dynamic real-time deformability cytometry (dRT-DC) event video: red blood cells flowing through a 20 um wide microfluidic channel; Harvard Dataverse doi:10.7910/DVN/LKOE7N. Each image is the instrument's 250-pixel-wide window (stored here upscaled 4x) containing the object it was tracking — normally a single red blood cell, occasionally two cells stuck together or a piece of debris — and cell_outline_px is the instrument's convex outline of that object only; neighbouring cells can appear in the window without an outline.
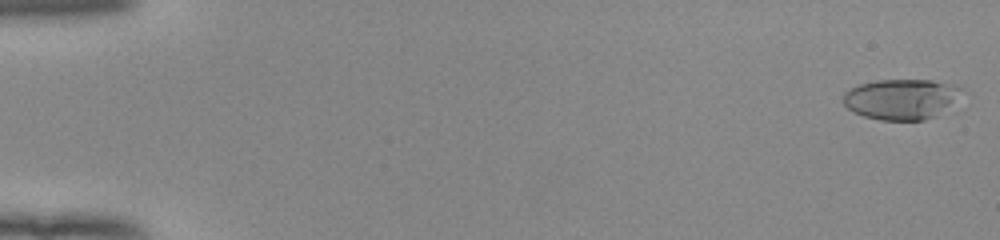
{"species": "human", "species_latin": "Homo sapiens", "temperature_condition": "room temperature", "stored_images_in_passage": 53, "camera_frame_rate_fps": 3000, "um_per_image_px": 0.085, "donor": {"sex": "female"}, "frame": {"image": 1, "passage_image": 1, "time_ms": 0.0, "image_size_px": [1000, 240], "cell_outline_px": [[964, 88], [948, 108], [944, 112], [936, 116], [924, 120], [880, 120], [864, 116], [852, 112], [844, 104], [844, 92], [860, 84], [876, 80], [932, 80]], "centroid_in_image_um": [76.59, 8.43], "position_along_channel_um": 8.4, "area_um2": 27.8}}
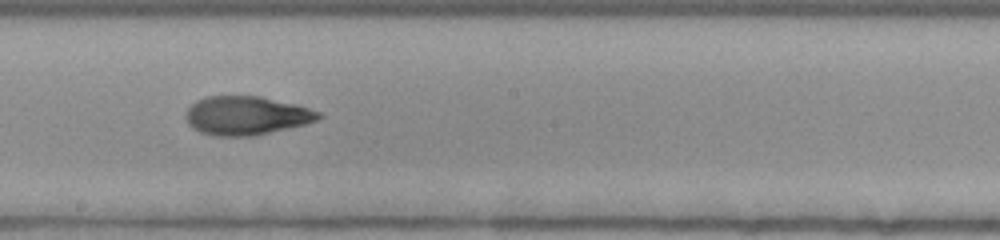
{"frame": {"image": 2, "passage_image": 31, "time_ms": 10.0, "image_size_px": [1000, 240], "cell_outline_px": [[324, 116], [316, 120], [304, 124], [256, 136], [216, 136], [200, 132], [192, 128], [188, 124], [184, 116], [188, 108], [196, 100], [204, 96], [260, 96], [296, 104], [320, 112]], "centroid_in_image_um": [20.91, 9.82], "position_along_channel_um": 227.3, "area_um2": 30.11}}
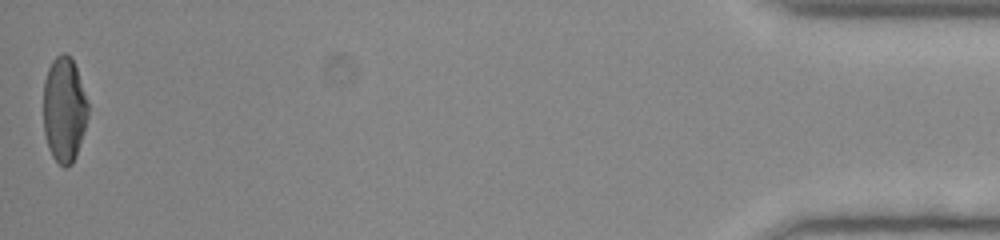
{"frame": {"image": 3, "passage_image": 53, "time_ms": 17.333, "image_size_px": [1000, 240], "cell_outline_px": [[88, 116], [76, 156], [72, 164], [64, 168], [52, 156], [48, 148], [44, 132], [44, 80], [48, 68], [52, 60], [60, 52], [64, 52], [72, 56], [88, 104]], "centroid_in_image_um": [5.45, 9.29], "position_along_channel_um": 429.8, "area_um2": 27.4}, "authors_computed_cell_mechanics": {"area_um2": 29.2468, "velocity_mm_per_s": 3.9459, "shape_relaxation_time_tau1_ms": 6.096, "shape_relaxation_time_tau2_ms": 1.509, "deformation_change_tau1": 0.2355, "deformation_change_tau2": 0.0769}}